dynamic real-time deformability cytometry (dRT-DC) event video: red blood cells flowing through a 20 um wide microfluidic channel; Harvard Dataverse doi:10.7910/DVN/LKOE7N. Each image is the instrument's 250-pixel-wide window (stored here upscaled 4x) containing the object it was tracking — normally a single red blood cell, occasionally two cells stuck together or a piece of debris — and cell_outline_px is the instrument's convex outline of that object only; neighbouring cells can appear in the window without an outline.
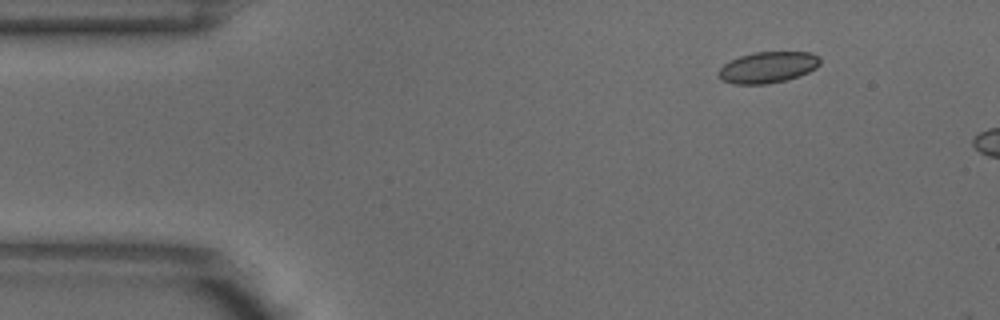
{"species": "common noctule bat (a hibernating species)", "species_latin": "Nyctalus noctula", "temperature_condition": "warm", "stored_images_in_passage": 3, "camera_frame_rate_fps": 3000, "um_per_image_px": 0.085, "animal": {"sex": "male", "body_mass_g": 18.8}, "frame": {"image": 1, "passage_image": 2, "time_ms": 0.333, "image_size_px": [1000, 320], "cell_outline_px": [[820, 64], [816, 68], [808, 72], [784, 80], [768, 84], [736, 84], [720, 80], [716, 76], [716, 72], [724, 64], [740, 56], [752, 52], [812, 52], [820, 56]], "centroid_in_image_um": [65.24, 5.72], "position_along_channel_um": 19.8, "area_um2": 18.55}}